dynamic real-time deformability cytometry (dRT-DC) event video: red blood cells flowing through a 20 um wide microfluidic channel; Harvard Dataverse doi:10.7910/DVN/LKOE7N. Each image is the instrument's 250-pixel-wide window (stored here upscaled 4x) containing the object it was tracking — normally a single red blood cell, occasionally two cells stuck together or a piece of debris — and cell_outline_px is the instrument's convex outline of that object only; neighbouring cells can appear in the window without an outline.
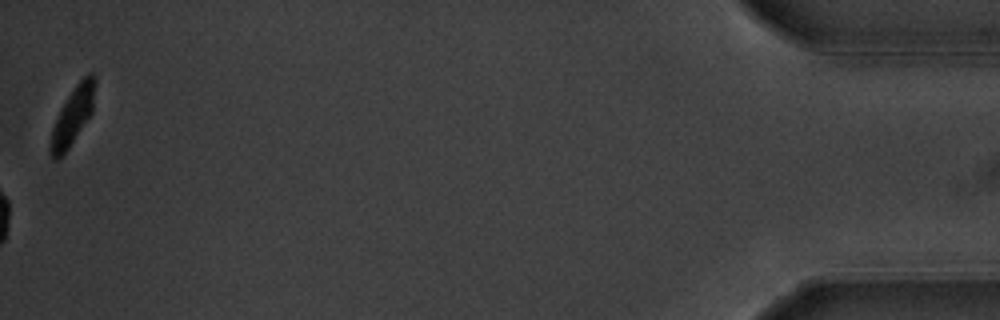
{"species": "common noctule bat (a hibernating species)", "species_latin": "Nyctalus noctula", "temperature_condition": "warm", "stored_images_in_passage": 56, "camera_frame_rate_fps": 3000, "um_per_image_px": 0.085, "animal": {"sex": "male", "body_mass_g": 20.1, "forearm_length_mm": 53.5}, "frame": {"image": 1, "passage_image": 56, "time_ms": 18.333, "image_size_px": [1000, 320], "cell_outline_px": [[96, 84], [92, 112], [68, 148], [56, 160], [48, 152], [48, 148], [52, 128], [60, 108], [76, 84], [88, 72], [92, 72], [96, 76]], "centroid_in_image_um": [6.18, 9.81], "position_along_channel_um": 429.0, "area_um2": 14.85}}